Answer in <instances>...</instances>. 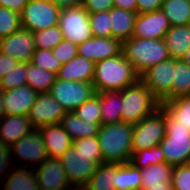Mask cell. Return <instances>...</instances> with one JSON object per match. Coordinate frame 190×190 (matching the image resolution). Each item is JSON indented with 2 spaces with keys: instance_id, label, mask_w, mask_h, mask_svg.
Here are the masks:
<instances>
[{
  "instance_id": "6da1fadb",
  "label": "cell",
  "mask_w": 190,
  "mask_h": 190,
  "mask_svg": "<svg viewBox=\"0 0 190 190\" xmlns=\"http://www.w3.org/2000/svg\"><path fill=\"white\" fill-rule=\"evenodd\" d=\"M139 80V73L123 56L122 52L119 55L95 63L92 83L96 93L122 91Z\"/></svg>"
},
{
  "instance_id": "7a4b0ae2",
  "label": "cell",
  "mask_w": 190,
  "mask_h": 190,
  "mask_svg": "<svg viewBox=\"0 0 190 190\" xmlns=\"http://www.w3.org/2000/svg\"><path fill=\"white\" fill-rule=\"evenodd\" d=\"M133 125L109 123L99 126L97 139L104 163L130 162L132 157Z\"/></svg>"
},
{
  "instance_id": "3957f363",
  "label": "cell",
  "mask_w": 190,
  "mask_h": 190,
  "mask_svg": "<svg viewBox=\"0 0 190 190\" xmlns=\"http://www.w3.org/2000/svg\"><path fill=\"white\" fill-rule=\"evenodd\" d=\"M121 52L140 76L152 66L170 58L163 39L131 37L122 41Z\"/></svg>"
},
{
  "instance_id": "277c9868",
  "label": "cell",
  "mask_w": 190,
  "mask_h": 190,
  "mask_svg": "<svg viewBox=\"0 0 190 190\" xmlns=\"http://www.w3.org/2000/svg\"><path fill=\"white\" fill-rule=\"evenodd\" d=\"M159 107L160 102L141 80L121 91V122L134 125Z\"/></svg>"
},
{
  "instance_id": "5b68a950",
  "label": "cell",
  "mask_w": 190,
  "mask_h": 190,
  "mask_svg": "<svg viewBox=\"0 0 190 190\" xmlns=\"http://www.w3.org/2000/svg\"><path fill=\"white\" fill-rule=\"evenodd\" d=\"M165 132V137L159 143L165 163L172 166L189 164L190 130L182 125H176V122L166 115Z\"/></svg>"
},
{
  "instance_id": "8992f818",
  "label": "cell",
  "mask_w": 190,
  "mask_h": 190,
  "mask_svg": "<svg viewBox=\"0 0 190 190\" xmlns=\"http://www.w3.org/2000/svg\"><path fill=\"white\" fill-rule=\"evenodd\" d=\"M166 114L159 107L133 125L132 153L159 145L165 137Z\"/></svg>"
},
{
  "instance_id": "52a82bcc",
  "label": "cell",
  "mask_w": 190,
  "mask_h": 190,
  "mask_svg": "<svg viewBox=\"0 0 190 190\" xmlns=\"http://www.w3.org/2000/svg\"><path fill=\"white\" fill-rule=\"evenodd\" d=\"M61 9L49 0H28L20 13L21 25L32 33L59 25Z\"/></svg>"
},
{
  "instance_id": "ba28073f",
  "label": "cell",
  "mask_w": 190,
  "mask_h": 190,
  "mask_svg": "<svg viewBox=\"0 0 190 190\" xmlns=\"http://www.w3.org/2000/svg\"><path fill=\"white\" fill-rule=\"evenodd\" d=\"M59 26L63 39L76 45L82 44L93 37L89 12L82 5L61 9Z\"/></svg>"
},
{
  "instance_id": "9c48e42d",
  "label": "cell",
  "mask_w": 190,
  "mask_h": 190,
  "mask_svg": "<svg viewBox=\"0 0 190 190\" xmlns=\"http://www.w3.org/2000/svg\"><path fill=\"white\" fill-rule=\"evenodd\" d=\"M49 93L66 112H73L96 94L92 82L65 81L57 78Z\"/></svg>"
},
{
  "instance_id": "30bf717a",
  "label": "cell",
  "mask_w": 190,
  "mask_h": 190,
  "mask_svg": "<svg viewBox=\"0 0 190 190\" xmlns=\"http://www.w3.org/2000/svg\"><path fill=\"white\" fill-rule=\"evenodd\" d=\"M174 68L175 59L169 58L152 66L140 76V80L160 103L172 99Z\"/></svg>"
},
{
  "instance_id": "8fae6325",
  "label": "cell",
  "mask_w": 190,
  "mask_h": 190,
  "mask_svg": "<svg viewBox=\"0 0 190 190\" xmlns=\"http://www.w3.org/2000/svg\"><path fill=\"white\" fill-rule=\"evenodd\" d=\"M59 160L71 186L78 190H82L87 185L97 168L94 156H85L77 152L73 146Z\"/></svg>"
},
{
  "instance_id": "7c38bea8",
  "label": "cell",
  "mask_w": 190,
  "mask_h": 190,
  "mask_svg": "<svg viewBox=\"0 0 190 190\" xmlns=\"http://www.w3.org/2000/svg\"><path fill=\"white\" fill-rule=\"evenodd\" d=\"M67 112L51 95L38 93L28 118L35 129L41 126L60 123Z\"/></svg>"
},
{
  "instance_id": "4fadbf2b",
  "label": "cell",
  "mask_w": 190,
  "mask_h": 190,
  "mask_svg": "<svg viewBox=\"0 0 190 190\" xmlns=\"http://www.w3.org/2000/svg\"><path fill=\"white\" fill-rule=\"evenodd\" d=\"M35 50L33 33L23 27L0 39V52L19 62H31Z\"/></svg>"
},
{
  "instance_id": "5bb4252c",
  "label": "cell",
  "mask_w": 190,
  "mask_h": 190,
  "mask_svg": "<svg viewBox=\"0 0 190 190\" xmlns=\"http://www.w3.org/2000/svg\"><path fill=\"white\" fill-rule=\"evenodd\" d=\"M33 170L40 190L75 189L71 186L59 159L47 158Z\"/></svg>"
},
{
  "instance_id": "9a60e30c",
  "label": "cell",
  "mask_w": 190,
  "mask_h": 190,
  "mask_svg": "<svg viewBox=\"0 0 190 190\" xmlns=\"http://www.w3.org/2000/svg\"><path fill=\"white\" fill-rule=\"evenodd\" d=\"M12 158L16 155L26 163H32V168L39 166L48 158L41 134L37 129L25 135L10 147Z\"/></svg>"
},
{
  "instance_id": "2e32d148",
  "label": "cell",
  "mask_w": 190,
  "mask_h": 190,
  "mask_svg": "<svg viewBox=\"0 0 190 190\" xmlns=\"http://www.w3.org/2000/svg\"><path fill=\"white\" fill-rule=\"evenodd\" d=\"M171 25L163 11L137 14L132 37L163 39Z\"/></svg>"
},
{
  "instance_id": "e0dca14e",
  "label": "cell",
  "mask_w": 190,
  "mask_h": 190,
  "mask_svg": "<svg viewBox=\"0 0 190 190\" xmlns=\"http://www.w3.org/2000/svg\"><path fill=\"white\" fill-rule=\"evenodd\" d=\"M121 50L122 42L113 37L93 36L82 44L77 45L78 55L94 63L119 55Z\"/></svg>"
},
{
  "instance_id": "ac0fdd59",
  "label": "cell",
  "mask_w": 190,
  "mask_h": 190,
  "mask_svg": "<svg viewBox=\"0 0 190 190\" xmlns=\"http://www.w3.org/2000/svg\"><path fill=\"white\" fill-rule=\"evenodd\" d=\"M38 93L28 85L2 90L5 115L28 116Z\"/></svg>"
},
{
  "instance_id": "d6986e66",
  "label": "cell",
  "mask_w": 190,
  "mask_h": 190,
  "mask_svg": "<svg viewBox=\"0 0 190 190\" xmlns=\"http://www.w3.org/2000/svg\"><path fill=\"white\" fill-rule=\"evenodd\" d=\"M37 130L42 136L48 158L60 159L72 146V139L60 123L41 126Z\"/></svg>"
},
{
  "instance_id": "ffe728a7",
  "label": "cell",
  "mask_w": 190,
  "mask_h": 190,
  "mask_svg": "<svg viewBox=\"0 0 190 190\" xmlns=\"http://www.w3.org/2000/svg\"><path fill=\"white\" fill-rule=\"evenodd\" d=\"M34 130L28 116L4 115L0 119V141L9 148Z\"/></svg>"
},
{
  "instance_id": "44dd1931",
  "label": "cell",
  "mask_w": 190,
  "mask_h": 190,
  "mask_svg": "<svg viewBox=\"0 0 190 190\" xmlns=\"http://www.w3.org/2000/svg\"><path fill=\"white\" fill-rule=\"evenodd\" d=\"M95 63L77 55L63 64L56 74L57 79L65 81L92 82Z\"/></svg>"
},
{
  "instance_id": "7402d4cb",
  "label": "cell",
  "mask_w": 190,
  "mask_h": 190,
  "mask_svg": "<svg viewBox=\"0 0 190 190\" xmlns=\"http://www.w3.org/2000/svg\"><path fill=\"white\" fill-rule=\"evenodd\" d=\"M163 40L170 58L182 59L186 50L190 47V26H171Z\"/></svg>"
},
{
  "instance_id": "603a6c76",
  "label": "cell",
  "mask_w": 190,
  "mask_h": 190,
  "mask_svg": "<svg viewBox=\"0 0 190 190\" xmlns=\"http://www.w3.org/2000/svg\"><path fill=\"white\" fill-rule=\"evenodd\" d=\"M137 13L113 7L109 10L112 37L121 42L133 34Z\"/></svg>"
},
{
  "instance_id": "cb8c5ba5",
  "label": "cell",
  "mask_w": 190,
  "mask_h": 190,
  "mask_svg": "<svg viewBox=\"0 0 190 190\" xmlns=\"http://www.w3.org/2000/svg\"><path fill=\"white\" fill-rule=\"evenodd\" d=\"M173 168L172 165L160 162L141 169V189H149L151 186H172Z\"/></svg>"
},
{
  "instance_id": "d4e9b609",
  "label": "cell",
  "mask_w": 190,
  "mask_h": 190,
  "mask_svg": "<svg viewBox=\"0 0 190 190\" xmlns=\"http://www.w3.org/2000/svg\"><path fill=\"white\" fill-rule=\"evenodd\" d=\"M116 190H141V169L131 162L115 163Z\"/></svg>"
},
{
  "instance_id": "484cf974",
  "label": "cell",
  "mask_w": 190,
  "mask_h": 190,
  "mask_svg": "<svg viewBox=\"0 0 190 190\" xmlns=\"http://www.w3.org/2000/svg\"><path fill=\"white\" fill-rule=\"evenodd\" d=\"M60 124L72 141L83 137L96 136L101 125V123L85 122L79 119L74 112H67L61 119Z\"/></svg>"
},
{
  "instance_id": "4316f807",
  "label": "cell",
  "mask_w": 190,
  "mask_h": 190,
  "mask_svg": "<svg viewBox=\"0 0 190 190\" xmlns=\"http://www.w3.org/2000/svg\"><path fill=\"white\" fill-rule=\"evenodd\" d=\"M5 178L3 190H40L32 167L29 170L26 166L20 169L14 166Z\"/></svg>"
},
{
  "instance_id": "83f0119b",
  "label": "cell",
  "mask_w": 190,
  "mask_h": 190,
  "mask_svg": "<svg viewBox=\"0 0 190 190\" xmlns=\"http://www.w3.org/2000/svg\"><path fill=\"white\" fill-rule=\"evenodd\" d=\"M165 114L176 125H182L190 130V96L176 97L160 103Z\"/></svg>"
},
{
  "instance_id": "f1b7e54d",
  "label": "cell",
  "mask_w": 190,
  "mask_h": 190,
  "mask_svg": "<svg viewBox=\"0 0 190 190\" xmlns=\"http://www.w3.org/2000/svg\"><path fill=\"white\" fill-rule=\"evenodd\" d=\"M101 103V124L121 122V91L97 93Z\"/></svg>"
},
{
  "instance_id": "f546056e",
  "label": "cell",
  "mask_w": 190,
  "mask_h": 190,
  "mask_svg": "<svg viewBox=\"0 0 190 190\" xmlns=\"http://www.w3.org/2000/svg\"><path fill=\"white\" fill-rule=\"evenodd\" d=\"M161 10L171 26L190 23V0H164Z\"/></svg>"
},
{
  "instance_id": "4dcf8cb0",
  "label": "cell",
  "mask_w": 190,
  "mask_h": 190,
  "mask_svg": "<svg viewBox=\"0 0 190 190\" xmlns=\"http://www.w3.org/2000/svg\"><path fill=\"white\" fill-rule=\"evenodd\" d=\"M26 85L37 93H47L54 84L56 74L27 63Z\"/></svg>"
},
{
  "instance_id": "1f68e13d",
  "label": "cell",
  "mask_w": 190,
  "mask_h": 190,
  "mask_svg": "<svg viewBox=\"0 0 190 190\" xmlns=\"http://www.w3.org/2000/svg\"><path fill=\"white\" fill-rule=\"evenodd\" d=\"M115 163H104L97 166L90 181L82 190H116Z\"/></svg>"
},
{
  "instance_id": "d6a6232c",
  "label": "cell",
  "mask_w": 190,
  "mask_h": 190,
  "mask_svg": "<svg viewBox=\"0 0 190 190\" xmlns=\"http://www.w3.org/2000/svg\"><path fill=\"white\" fill-rule=\"evenodd\" d=\"M172 99L190 96V65L181 59H175L174 75L172 78Z\"/></svg>"
},
{
  "instance_id": "836d02e7",
  "label": "cell",
  "mask_w": 190,
  "mask_h": 190,
  "mask_svg": "<svg viewBox=\"0 0 190 190\" xmlns=\"http://www.w3.org/2000/svg\"><path fill=\"white\" fill-rule=\"evenodd\" d=\"M36 49H54L62 40L60 26H53L33 32Z\"/></svg>"
},
{
  "instance_id": "e575fe53",
  "label": "cell",
  "mask_w": 190,
  "mask_h": 190,
  "mask_svg": "<svg viewBox=\"0 0 190 190\" xmlns=\"http://www.w3.org/2000/svg\"><path fill=\"white\" fill-rule=\"evenodd\" d=\"M137 168L143 169L150 165L165 162L163 151L159 145L132 153L131 161Z\"/></svg>"
},
{
  "instance_id": "d590c367",
  "label": "cell",
  "mask_w": 190,
  "mask_h": 190,
  "mask_svg": "<svg viewBox=\"0 0 190 190\" xmlns=\"http://www.w3.org/2000/svg\"><path fill=\"white\" fill-rule=\"evenodd\" d=\"M76 116L90 123H101L100 96L96 93L73 111Z\"/></svg>"
},
{
  "instance_id": "8d00e7d4",
  "label": "cell",
  "mask_w": 190,
  "mask_h": 190,
  "mask_svg": "<svg viewBox=\"0 0 190 190\" xmlns=\"http://www.w3.org/2000/svg\"><path fill=\"white\" fill-rule=\"evenodd\" d=\"M72 146L77 152H80L85 156H94V163L97 166L104 164L97 135L76 139L73 141Z\"/></svg>"
},
{
  "instance_id": "74e56055",
  "label": "cell",
  "mask_w": 190,
  "mask_h": 190,
  "mask_svg": "<svg viewBox=\"0 0 190 190\" xmlns=\"http://www.w3.org/2000/svg\"><path fill=\"white\" fill-rule=\"evenodd\" d=\"M21 27L20 14L0 6V39L8 37Z\"/></svg>"
},
{
  "instance_id": "f35d334b",
  "label": "cell",
  "mask_w": 190,
  "mask_h": 190,
  "mask_svg": "<svg viewBox=\"0 0 190 190\" xmlns=\"http://www.w3.org/2000/svg\"><path fill=\"white\" fill-rule=\"evenodd\" d=\"M90 28L95 37H112L109 11L89 14Z\"/></svg>"
},
{
  "instance_id": "ab89813d",
  "label": "cell",
  "mask_w": 190,
  "mask_h": 190,
  "mask_svg": "<svg viewBox=\"0 0 190 190\" xmlns=\"http://www.w3.org/2000/svg\"><path fill=\"white\" fill-rule=\"evenodd\" d=\"M26 73L27 63L19 62L15 69L4 75V77L0 80V89L10 90L26 85Z\"/></svg>"
},
{
  "instance_id": "60d3db41",
  "label": "cell",
  "mask_w": 190,
  "mask_h": 190,
  "mask_svg": "<svg viewBox=\"0 0 190 190\" xmlns=\"http://www.w3.org/2000/svg\"><path fill=\"white\" fill-rule=\"evenodd\" d=\"M31 63L39 68L57 74L62 64L52 55V50L36 49L33 53Z\"/></svg>"
},
{
  "instance_id": "b9f144b4",
  "label": "cell",
  "mask_w": 190,
  "mask_h": 190,
  "mask_svg": "<svg viewBox=\"0 0 190 190\" xmlns=\"http://www.w3.org/2000/svg\"><path fill=\"white\" fill-rule=\"evenodd\" d=\"M171 185L173 190H190L189 164L174 166Z\"/></svg>"
},
{
  "instance_id": "7bdbcfd3",
  "label": "cell",
  "mask_w": 190,
  "mask_h": 190,
  "mask_svg": "<svg viewBox=\"0 0 190 190\" xmlns=\"http://www.w3.org/2000/svg\"><path fill=\"white\" fill-rule=\"evenodd\" d=\"M52 55L63 65L78 55L77 45L63 39L52 49Z\"/></svg>"
},
{
  "instance_id": "ee69618b",
  "label": "cell",
  "mask_w": 190,
  "mask_h": 190,
  "mask_svg": "<svg viewBox=\"0 0 190 190\" xmlns=\"http://www.w3.org/2000/svg\"><path fill=\"white\" fill-rule=\"evenodd\" d=\"M14 160L12 159L10 148L5 146L0 141V177H6L7 174L14 168L12 163Z\"/></svg>"
},
{
  "instance_id": "f6af8a7d",
  "label": "cell",
  "mask_w": 190,
  "mask_h": 190,
  "mask_svg": "<svg viewBox=\"0 0 190 190\" xmlns=\"http://www.w3.org/2000/svg\"><path fill=\"white\" fill-rule=\"evenodd\" d=\"M82 6L90 13L109 11L114 7L113 0H83Z\"/></svg>"
},
{
  "instance_id": "bcb514c9",
  "label": "cell",
  "mask_w": 190,
  "mask_h": 190,
  "mask_svg": "<svg viewBox=\"0 0 190 190\" xmlns=\"http://www.w3.org/2000/svg\"><path fill=\"white\" fill-rule=\"evenodd\" d=\"M164 0H136L137 14H144L160 10Z\"/></svg>"
},
{
  "instance_id": "7dc6e473",
  "label": "cell",
  "mask_w": 190,
  "mask_h": 190,
  "mask_svg": "<svg viewBox=\"0 0 190 190\" xmlns=\"http://www.w3.org/2000/svg\"><path fill=\"white\" fill-rule=\"evenodd\" d=\"M18 63L19 61L16 59L0 52V80L4 77V75L15 69Z\"/></svg>"
},
{
  "instance_id": "c3c4849f",
  "label": "cell",
  "mask_w": 190,
  "mask_h": 190,
  "mask_svg": "<svg viewBox=\"0 0 190 190\" xmlns=\"http://www.w3.org/2000/svg\"><path fill=\"white\" fill-rule=\"evenodd\" d=\"M27 2L28 0H0V6L20 14Z\"/></svg>"
},
{
  "instance_id": "681fc988",
  "label": "cell",
  "mask_w": 190,
  "mask_h": 190,
  "mask_svg": "<svg viewBox=\"0 0 190 190\" xmlns=\"http://www.w3.org/2000/svg\"><path fill=\"white\" fill-rule=\"evenodd\" d=\"M114 7L137 13L136 0H113Z\"/></svg>"
},
{
  "instance_id": "f907efd6",
  "label": "cell",
  "mask_w": 190,
  "mask_h": 190,
  "mask_svg": "<svg viewBox=\"0 0 190 190\" xmlns=\"http://www.w3.org/2000/svg\"><path fill=\"white\" fill-rule=\"evenodd\" d=\"M60 9L80 6L83 0H52Z\"/></svg>"
},
{
  "instance_id": "816d5d0a",
  "label": "cell",
  "mask_w": 190,
  "mask_h": 190,
  "mask_svg": "<svg viewBox=\"0 0 190 190\" xmlns=\"http://www.w3.org/2000/svg\"><path fill=\"white\" fill-rule=\"evenodd\" d=\"M141 190H173L172 186H151L149 189H141Z\"/></svg>"
},
{
  "instance_id": "f5cc1de1",
  "label": "cell",
  "mask_w": 190,
  "mask_h": 190,
  "mask_svg": "<svg viewBox=\"0 0 190 190\" xmlns=\"http://www.w3.org/2000/svg\"><path fill=\"white\" fill-rule=\"evenodd\" d=\"M4 102L2 99V90L0 89V119L4 116Z\"/></svg>"
},
{
  "instance_id": "db71d44e",
  "label": "cell",
  "mask_w": 190,
  "mask_h": 190,
  "mask_svg": "<svg viewBox=\"0 0 190 190\" xmlns=\"http://www.w3.org/2000/svg\"><path fill=\"white\" fill-rule=\"evenodd\" d=\"M181 60L190 65V47L186 50Z\"/></svg>"
}]
</instances>
